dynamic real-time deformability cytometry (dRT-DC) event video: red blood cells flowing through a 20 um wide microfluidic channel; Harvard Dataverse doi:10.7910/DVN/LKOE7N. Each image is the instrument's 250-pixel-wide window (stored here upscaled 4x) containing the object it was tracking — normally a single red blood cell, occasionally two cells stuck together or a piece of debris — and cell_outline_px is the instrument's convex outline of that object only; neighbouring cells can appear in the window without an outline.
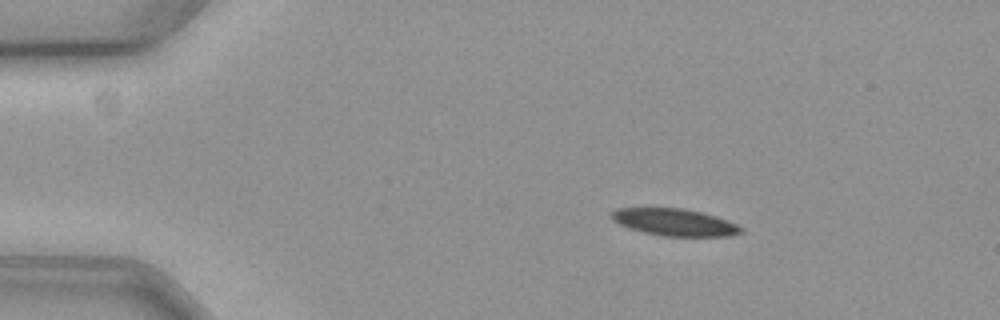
{"species": "common noctule bat (a hibernating species)", "species_latin": "Nyctalus noctula", "temperature_condition": "cold", "stored_images_in_passage": 51, "camera_frame_rate_fps": 3000, "um_per_image_px": 0.085, "animal": {"sex": "female", "body_mass_g": 19.3, "forearm_length_mm": 54.1}, "frame": {"image": 1, "passage_image": 2, "time_ms": 0.333, "image_size_px": [1000, 320], "cell_outline_px": [[744, 232], [728, 236], [664, 236], [644, 232], [620, 224], [612, 220], [612, 212], [616, 208], [684, 208], [716, 216], [736, 224], [744, 228]], "centroid_in_image_um": [57.38, 18.89], "position_along_channel_um": 27.6, "area_um2": 20.23}}
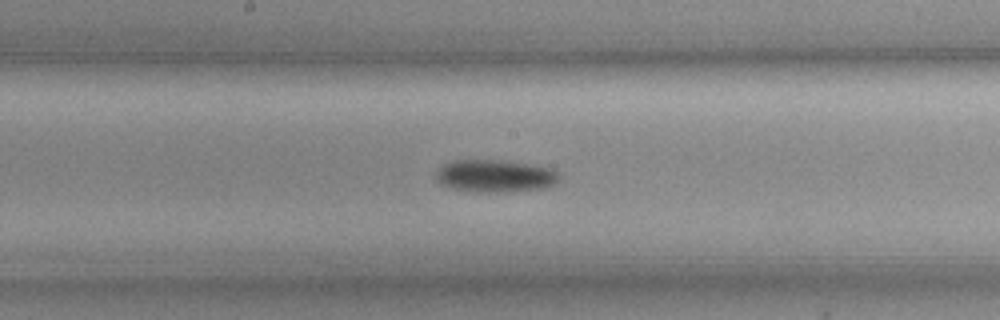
{"frame": {"image": 2, "passage_image": 23, "time_ms": 7.333, "image_size_px": [1000, 320], "cell_outline_px": [[560, 180], [556, 184], [548, 188], [496, 192], [472, 192], [452, 188], [440, 184], [436, 180], [436, 172], [444, 164], [452, 160], [500, 160], [552, 168], [560, 176]], "centroid_in_image_um": [42.09, 14.96], "position_along_channel_um": 206.1, "area_um2": 23.41}}
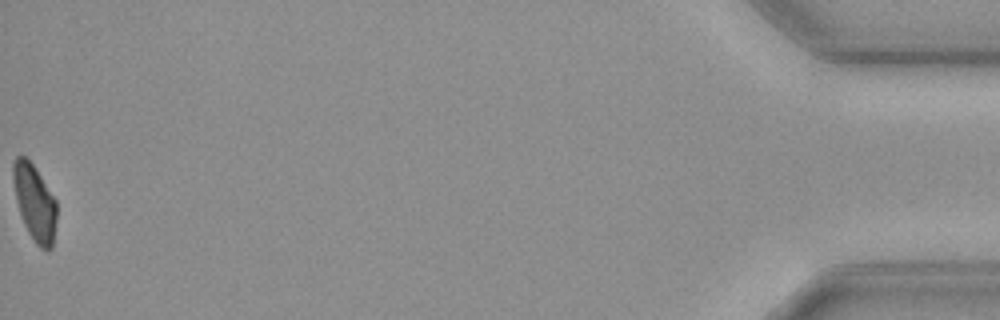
{"frame": {"image": 3, "passage_image": 51, "time_ms": 16.667, "image_size_px": [1000, 320], "cell_outline_px": [[56, 220], [52, 248], [48, 252], [40, 248], [36, 244], [28, 232], [20, 216], [16, 200], [12, 176], [12, 164], [16, 156], [24, 156], [32, 164], [56, 200]], "centroid_in_image_um": [2.93, 17.25], "position_along_channel_um": 432.3, "area_um2": 19.25}, "authors_computed_cell_mechanics": {"area_um2": 21.6172, "velocity_mm_per_s": 3.5463, "shape_relaxation_time_tau1_ms": 3.3383, "shape_relaxation_time_tau2_ms": null, "deformation_change_tau1": 0.0805, "deformation_change_tau2": null}}